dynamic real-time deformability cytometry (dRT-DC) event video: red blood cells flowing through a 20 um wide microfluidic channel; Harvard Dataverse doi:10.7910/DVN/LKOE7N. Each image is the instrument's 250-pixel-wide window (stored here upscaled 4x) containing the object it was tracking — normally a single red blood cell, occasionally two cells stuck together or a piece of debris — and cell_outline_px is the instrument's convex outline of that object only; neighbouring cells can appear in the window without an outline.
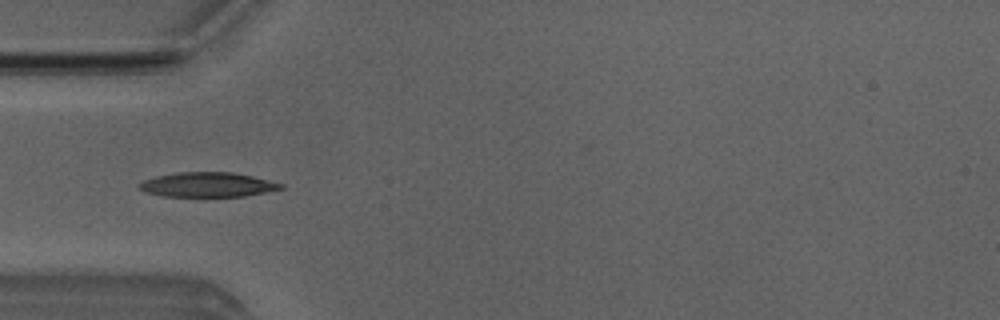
{"species": "Egyptian fruit bat (a non-hibernating species)", "species_latin": "Rousettus aegyptiacus", "temperature_condition": "room temperature", "stored_images_in_passage": 50, "camera_frame_rate_fps": 3000, "um_per_image_px": 0.085, "animal": {"sex": "male"}, "frame": {"image": 1, "passage_image": 14, "time_ms": 4.333, "image_size_px": [1000, 320], "cell_outline_px": [[284, 188], [244, 196], [160, 196], [144, 192], [136, 188], [136, 184], [144, 180], [156, 176], [180, 172], [232, 172], [252, 176], [284, 184]], "centroid_in_image_um": [17.57, 15.7], "position_along_channel_um": 67.4, "area_um2": 20.35}}
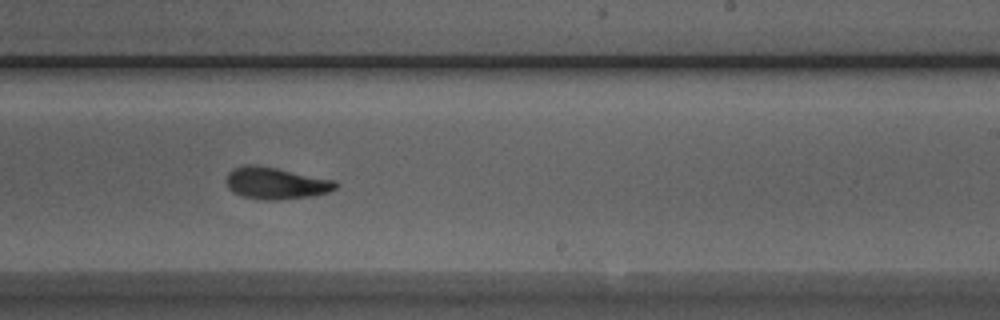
{"frame": {"image": 2, "passage_image": 29, "time_ms": 9.333, "image_size_px": [1000, 320], "cell_outline_px": [[340, 184], [336, 188], [328, 192], [312, 196], [280, 200], [264, 200], [244, 196], [232, 192], [228, 188], [228, 172], [232, 168], [244, 164], [252, 164], [276, 168], [336, 180]], "centroid_in_image_um": [23.47, 15.57], "position_along_channel_um": 265.5, "area_um2": 20.35}}
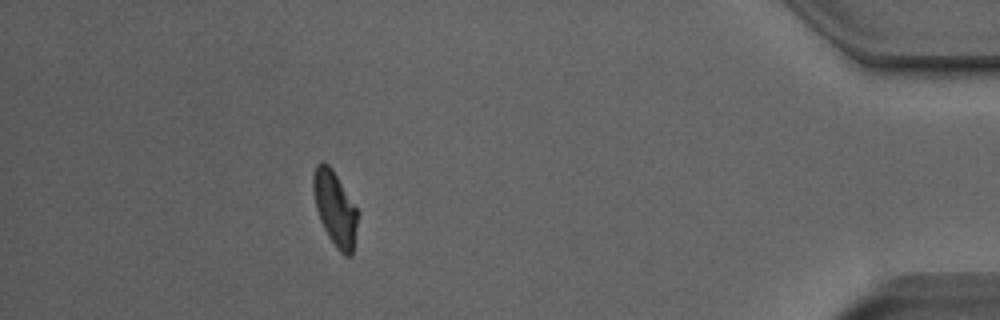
{"frame": {"image": 3, "passage_image": 44, "time_ms": 14.333, "image_size_px": [1000, 320], "cell_outline_px": [[360, 212], [352, 256], [344, 256], [336, 248], [328, 236], [320, 220], [316, 208], [312, 188], [312, 176], [316, 164], [328, 164], [332, 168]], "centroid_in_image_um": [28.5, 17.75], "position_along_channel_um": 406.7, "area_um2": 19.59}, "authors_computed_cell_mechanics": {"area_um2": 19.8543, "velocity_mm_per_s": 3.9602, "shape_relaxation_time_tau1_ms": 7.6055, "shape_relaxation_time_tau2_ms": 2.232, "deformation_change_tau1": 0.2212, "deformation_change_tau2": 0.0761}}